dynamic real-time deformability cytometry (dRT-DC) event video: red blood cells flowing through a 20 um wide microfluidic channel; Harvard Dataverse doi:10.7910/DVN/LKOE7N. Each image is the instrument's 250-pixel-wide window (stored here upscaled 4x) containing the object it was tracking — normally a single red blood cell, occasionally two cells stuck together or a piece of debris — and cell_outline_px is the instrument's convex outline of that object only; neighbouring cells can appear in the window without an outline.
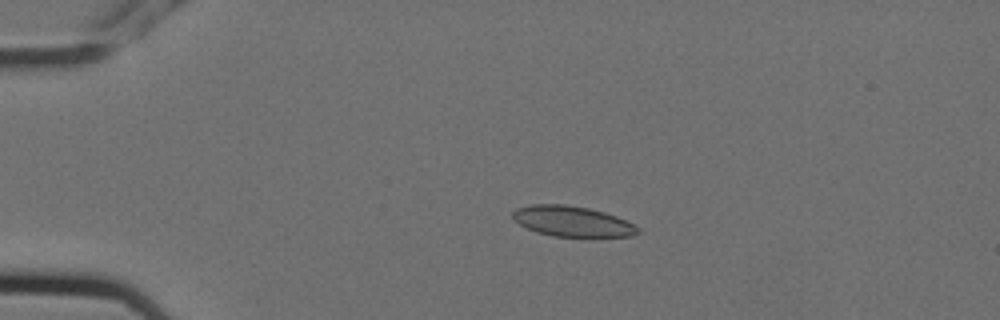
{"species": "Egyptian fruit bat (a non-hibernating species)", "species_latin": "Rousettus aegyptiacus", "temperature_condition": "cold", "stored_images_in_passage": 4, "camera_frame_rate_fps": 3000, "um_per_image_px": 0.085, "animal": {"sex": "female"}, "frame": {"image": 1, "passage_image": 3, "time_ms": 0.667, "image_size_px": [1000, 320], "cell_outline_px": [[640, 232], [632, 236], [552, 236], [536, 232], [512, 220], [512, 212], [516, 208], [532, 204], [564, 204], [588, 208], [604, 212], [616, 216], [636, 224], [640, 228]], "centroid_in_image_um": [48.64, 18.8], "position_along_channel_um": 36.4, "area_um2": 22.25}}